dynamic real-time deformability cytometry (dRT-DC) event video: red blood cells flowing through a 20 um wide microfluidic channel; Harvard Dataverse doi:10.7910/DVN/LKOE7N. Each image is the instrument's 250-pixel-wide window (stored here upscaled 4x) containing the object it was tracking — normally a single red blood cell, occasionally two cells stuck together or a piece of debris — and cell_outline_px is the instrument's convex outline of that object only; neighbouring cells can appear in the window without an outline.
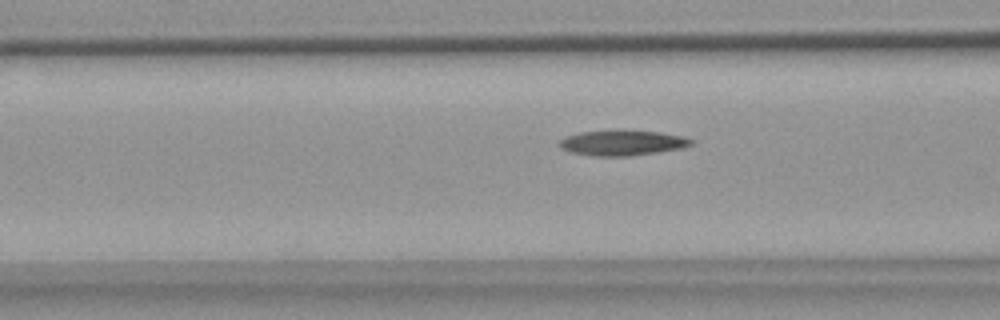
{"species": "common noctule bat (a hibernating species)", "species_latin": "Nyctalus noctula", "temperature_condition": "warm", "stored_images_in_passage": 55, "camera_frame_rate_fps": 3000, "um_per_image_px": 0.085, "animal": {"sex": "female", "body_mass_g": 18.4}, "frame": {"image": 1, "passage_image": 21, "time_ms": 6.667, "image_size_px": [1000, 320], "cell_outline_px": [[696, 140], [692, 144], [684, 148], [660, 152], [632, 156], [592, 156], [568, 152], [560, 148], [556, 144], [564, 136], [580, 132], [660, 132], [680, 136]], "centroid_in_image_um": [52.87, 12.18], "position_along_channel_um": 113.7, "area_um2": 19.19}}
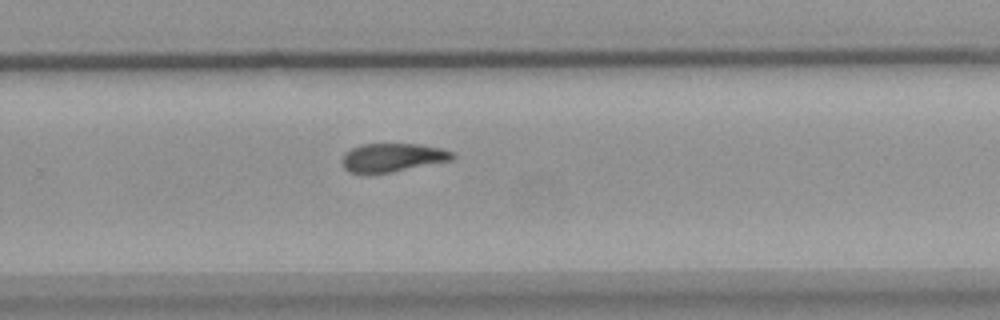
{"frame": {"image": 2, "passage_image": 36, "time_ms": 11.667, "image_size_px": [1000, 320], "cell_outline_px": [[456, 156], [452, 160], [392, 172], [368, 176], [364, 176], [348, 172], [340, 164], [340, 160], [352, 148], [360, 144], [420, 144], [440, 148], [456, 152]], "centroid_in_image_um": [33.32, 13.43], "position_along_channel_um": 296.5, "area_um2": 18.96}}
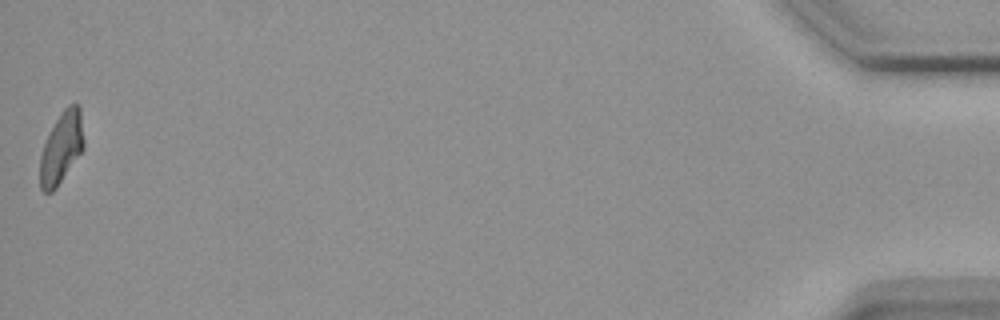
{"frame": {"image": 3, "passage_image": 55, "time_ms": 18.0, "image_size_px": [1000, 320], "cell_outline_px": [[84, 148], [56, 188], [52, 192], [44, 192], [40, 188], [40, 156], [48, 132], [60, 112], [68, 104], [76, 104], [80, 108], [84, 140]], "centroid_in_image_um": [5.21, 12.54], "position_along_channel_um": 430.0, "area_um2": 18.26}, "authors_computed_cell_mechanics": {"area_um2": 19.0162, "velocity_mm_per_s": 3.6698, "shape_relaxation_time_tau1_ms": null, "shape_relaxation_time_tau2_ms": 7.3561, "deformation_change_tau1": null, "deformation_change_tau2": 0.1601}}